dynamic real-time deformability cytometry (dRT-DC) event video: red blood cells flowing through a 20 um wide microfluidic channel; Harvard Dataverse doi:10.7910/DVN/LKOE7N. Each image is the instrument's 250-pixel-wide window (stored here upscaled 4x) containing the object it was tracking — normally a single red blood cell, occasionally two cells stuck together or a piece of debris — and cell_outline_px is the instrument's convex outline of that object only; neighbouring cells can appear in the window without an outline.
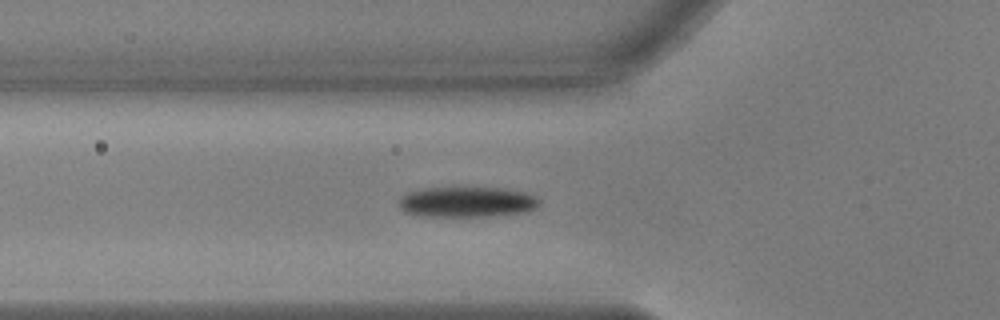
{"species": "common noctule bat (a hibernating species)", "species_latin": "Nyctalus noctula", "temperature_condition": "warm", "stored_images_in_passage": 56, "camera_frame_rate_fps": 3000, "um_per_image_px": 0.085, "animal": {"sex": "male", "body_mass_g": 17.9, "forearm_length_mm": 54.2}, "frame": {"image": 1, "passage_image": 19, "time_ms": 6.0, "image_size_px": [1000, 320], "cell_outline_px": [[540, 204], [536, 208], [528, 212], [508, 216], [420, 216], [404, 212], [400, 208], [396, 200], [404, 192], [424, 188], [504, 188], [524, 192], [536, 196], [540, 200]], "centroid_in_image_um": [39.69, 17.18], "position_along_channel_um": 86.1, "area_um2": 25.61}}
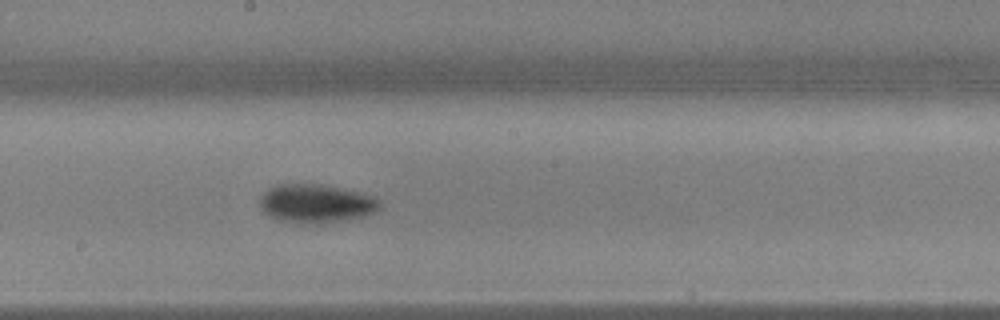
{"frame": {"image": 2, "passage_image": 30, "time_ms": 9.667, "image_size_px": [1000, 320], "cell_outline_px": [[380, 208], [376, 212], [364, 216], [320, 224], [300, 224], [280, 220], [264, 212], [260, 204], [260, 196], [268, 188], [276, 184], [320, 184], [364, 192], [380, 200]], "centroid_in_image_um": [26.88, 17.29], "position_along_channel_um": 221.3, "area_um2": 27.22}}
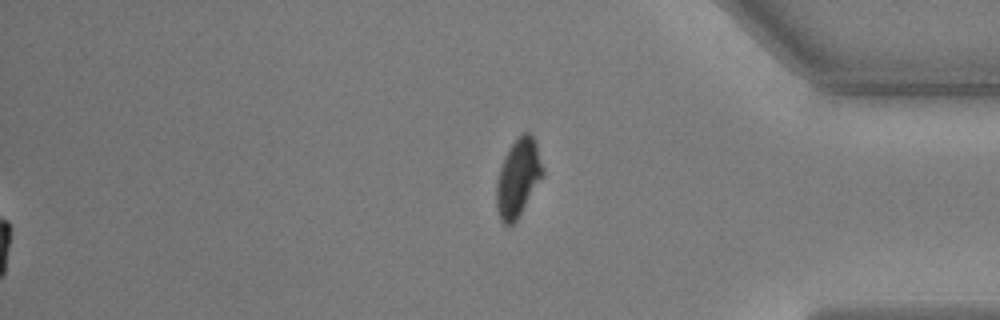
{"frame": {"image": 3, "passage_image": 56, "time_ms": 18.333, "image_size_px": [1000, 320], "cell_outline_px": [[544, 176], [516, 220], [508, 228], [500, 220], [496, 208], [496, 184], [500, 168], [504, 156], [512, 144], [524, 132], [528, 132], [532, 136], [536, 144], [544, 168]], "centroid_in_image_um": [44.04, 15.16], "position_along_channel_um": 391.2, "area_um2": 20.98}, "authors_computed_cell_mechanics": {"area_um2": 23.7847, "velocity_mm_per_s": 3.6715, "shape_relaxation_time_tau1_ms": 2.0687, "shape_relaxation_time_tau2_ms": 2.4578, "deformation_change_tau1": 0.1378, "deformation_change_tau2": 0.0603}}